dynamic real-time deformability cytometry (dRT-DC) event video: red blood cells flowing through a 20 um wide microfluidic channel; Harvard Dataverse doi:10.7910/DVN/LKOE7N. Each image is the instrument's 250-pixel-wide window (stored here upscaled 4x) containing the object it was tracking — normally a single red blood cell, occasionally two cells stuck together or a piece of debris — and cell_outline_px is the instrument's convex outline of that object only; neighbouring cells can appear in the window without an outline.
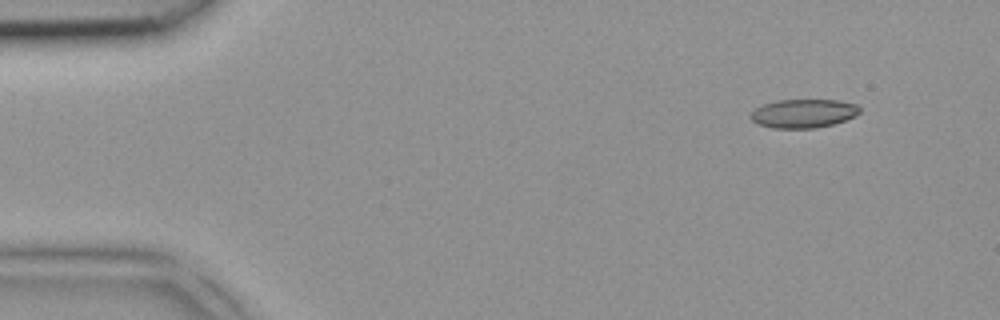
{"species": "common noctule bat (a hibernating species)", "species_latin": "Nyctalus noctula", "temperature_condition": "room temperature", "stored_images_in_passage": 4, "camera_frame_rate_fps": 3000, "um_per_image_px": 0.085, "animal": {"sex": "female", "body_mass_g": 18.4}, "frame": {"image": 1, "passage_image": 2, "time_ms": 0.333, "image_size_px": [1000, 320], "cell_outline_px": [[860, 112], [856, 116], [832, 124], [816, 128], [772, 128], [756, 124], [748, 116], [756, 108], [764, 104], [776, 100], [836, 100], [856, 104], [860, 108]], "centroid_in_image_um": [68.27, 9.65], "position_along_channel_um": 16.7, "area_um2": 18.26}}